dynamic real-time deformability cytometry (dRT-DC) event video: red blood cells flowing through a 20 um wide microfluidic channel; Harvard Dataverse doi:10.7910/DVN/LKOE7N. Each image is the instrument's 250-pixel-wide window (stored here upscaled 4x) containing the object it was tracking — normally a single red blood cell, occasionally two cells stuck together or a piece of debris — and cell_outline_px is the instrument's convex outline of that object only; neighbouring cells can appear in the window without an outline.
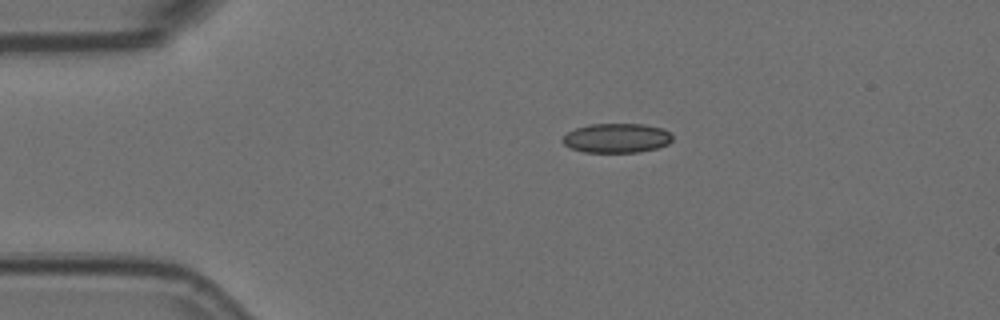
{"species": "Egyptian fruit bat (a non-hibernating species)", "species_latin": "Rousettus aegyptiacus", "temperature_condition": "room temperature", "stored_images_in_passage": 46, "camera_frame_rate_fps": 3000, "um_per_image_px": 0.085, "animal": {"sex": "female"}, "frame": {"image": 1, "passage_image": 1, "time_ms": 0.0, "image_size_px": [1000, 320], "cell_outline_px": [[672, 140], [668, 144], [656, 148], [640, 152], [584, 152], [568, 148], [560, 140], [568, 132], [576, 128], [588, 124], [644, 124], [664, 128], [672, 132]], "centroid_in_image_um": [52.42, 11.73], "position_along_channel_um": 32.6, "area_um2": 19.07}}
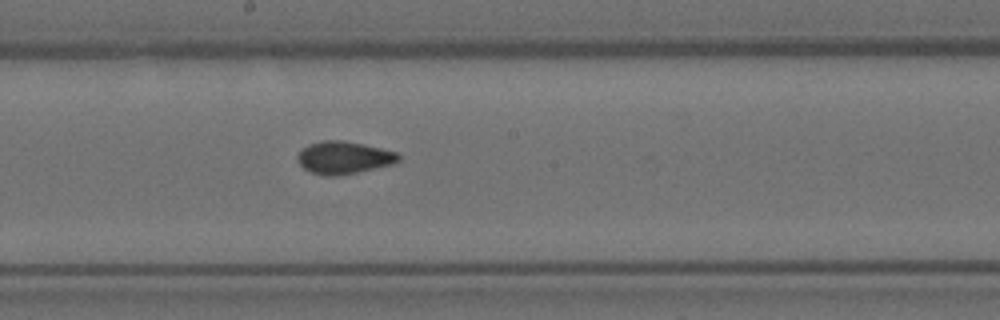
{"frame": {"image": 2, "passage_image": 20, "time_ms": 6.333, "image_size_px": [1000, 320], "cell_outline_px": [[400, 160], [396, 164], [336, 176], [324, 176], [312, 172], [304, 168], [296, 160], [296, 156], [308, 144], [320, 140], [344, 140], [364, 144], [396, 152], [400, 156]], "centroid_in_image_um": [29.23, 13.39], "position_along_channel_um": 219.0, "area_um2": 19.25}}
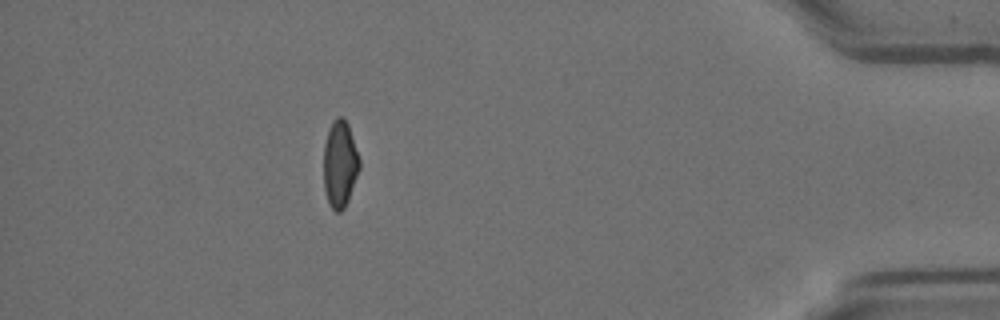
{"frame": {"image": 3, "passage_image": 40, "time_ms": 13.0, "image_size_px": [1000, 320], "cell_outline_px": [[360, 168], [348, 200], [344, 208], [340, 212], [336, 212], [328, 204], [324, 188], [324, 144], [328, 128], [332, 120], [336, 116], [344, 116], [348, 124], [360, 160]], "centroid_in_image_um": [28.88, 13.91], "position_along_channel_um": 406.3, "area_um2": 18.32}, "authors_computed_cell_mechanics": {"area_um2": 18.6983, "velocity_mm_per_s": 3.6019, "shape_relaxation_time_tau1_ms": 10.2355, "shape_relaxation_time_tau2_ms": 1.6684, "deformation_change_tau1": 0.1848, "deformation_change_tau2": 0.0607}}